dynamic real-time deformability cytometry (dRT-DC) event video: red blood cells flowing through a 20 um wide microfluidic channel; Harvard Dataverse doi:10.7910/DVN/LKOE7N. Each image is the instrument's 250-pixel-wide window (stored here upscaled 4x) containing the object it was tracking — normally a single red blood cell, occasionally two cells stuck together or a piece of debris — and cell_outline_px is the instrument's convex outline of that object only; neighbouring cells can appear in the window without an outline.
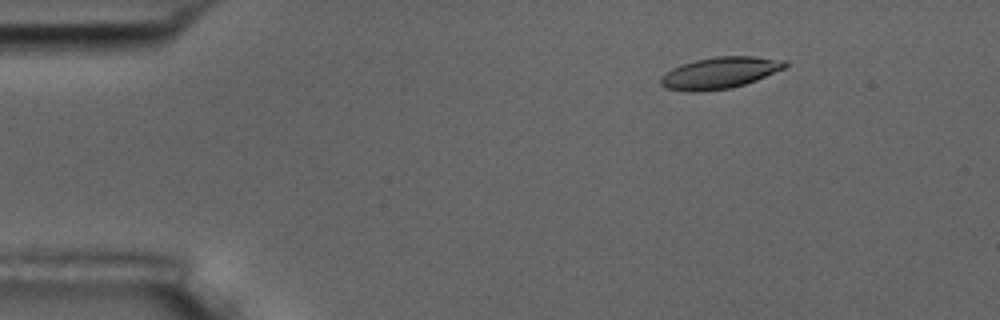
{"species": "common noctule bat (a hibernating species)", "species_latin": "Nyctalus noctula", "temperature_condition": "room temperature", "stored_images_in_passage": 15, "camera_frame_rate_fps": 3000, "um_per_image_px": 0.085, "animal": {"sex": "male", "body_mass_g": 17.5, "forearm_length_mm": 52.3}, "frame": {"image": 1, "passage_image": 3, "time_ms": 2.333, "image_size_px": [1000, 320], "cell_outline_px": [[788, 64], [784, 68], [756, 80], [732, 88], [696, 92], [688, 92], [664, 88], [660, 84], [660, 76], [672, 68], [680, 64], [696, 60], [716, 56], [752, 56], [788, 60]], "centroid_in_image_um": [61.15, 6.19], "position_along_channel_um": 23.9, "area_um2": 23.0}}
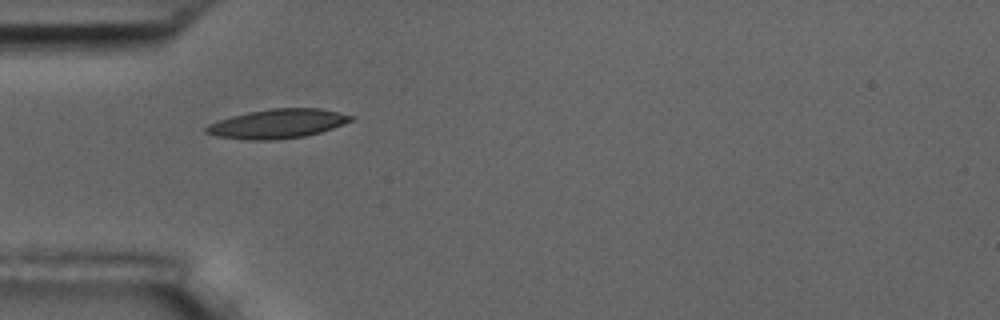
{"frame": {"image": 2, "passage_image": 5, "time_ms": 5.333, "image_size_px": [1000, 320], "cell_outline_px": [[356, 116], [352, 120], [344, 124], [320, 132], [304, 136], [272, 140], [248, 140], [216, 136], [204, 132], [204, 128], [208, 124], [232, 116], [248, 112], [272, 108], [320, 108]], "centroid_in_image_um": [23.59, 10.51], "position_along_channel_um": 61.4, "area_um2": 24.57}}
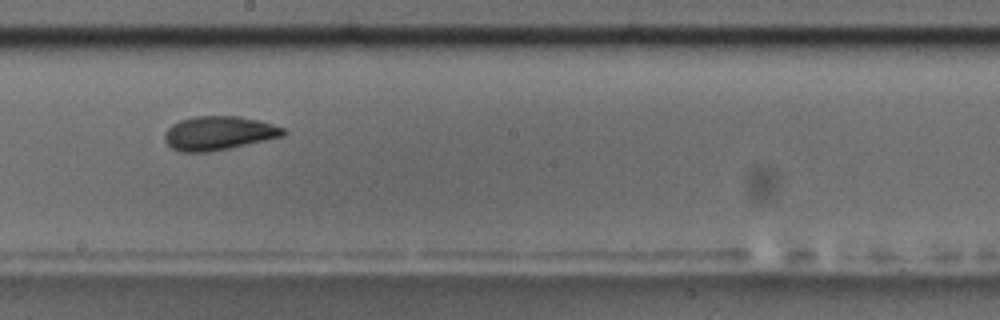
{"frame": {"image": 3, "passage_image": 9, "time_ms": 10.0, "image_size_px": [1000, 320], "cell_outline_px": [[288, 132], [284, 136], [228, 148], [208, 152], [180, 152], [172, 148], [164, 140], [164, 132], [172, 124], [180, 120], [196, 116], [240, 116], [260, 120], [284, 128]], "centroid_in_image_um": [18.59, 11.31], "position_along_channel_um": 229.6, "area_um2": 23.47}, "authors_computed_cell_mechanics": {"area_um2": 22.7154, "velocity_mm_per_s": 3.6539, "shape_relaxation_time_tau1_ms": 5.0404, "shape_relaxation_time_tau2_ms": null, "deformation_change_tau1": 0.1469, "deformation_change_tau2": null}}